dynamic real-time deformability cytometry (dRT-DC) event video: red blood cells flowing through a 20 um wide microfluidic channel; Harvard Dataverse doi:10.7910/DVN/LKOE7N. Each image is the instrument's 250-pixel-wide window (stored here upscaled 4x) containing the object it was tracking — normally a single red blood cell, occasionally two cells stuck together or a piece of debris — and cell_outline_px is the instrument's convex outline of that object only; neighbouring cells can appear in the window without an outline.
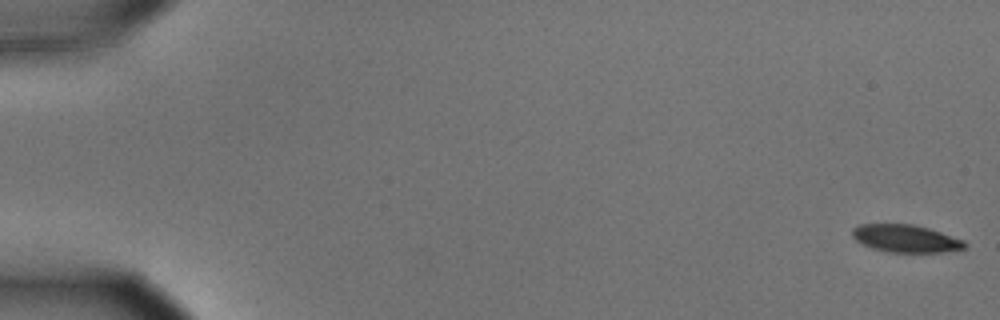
{"species": "common noctule bat (a hibernating species)", "species_latin": "Nyctalus noctula", "temperature_condition": "cold", "stored_images_in_passage": 57, "camera_frame_rate_fps": 3000, "um_per_image_px": 0.085, "animal": {"sex": "male", "body_mass_g": 15.6}, "frame": {"image": 1, "passage_image": 1, "time_ms": 0.0, "image_size_px": [1000, 320], "cell_outline_px": [[968, 244], [964, 248], [944, 252], [888, 252], [872, 248], [856, 240], [852, 236], [852, 228], [860, 224], [912, 224], [928, 228], [964, 240]], "centroid_in_image_um": [76.98, 20.27], "position_along_channel_um": 8.0, "area_um2": 17.98}}
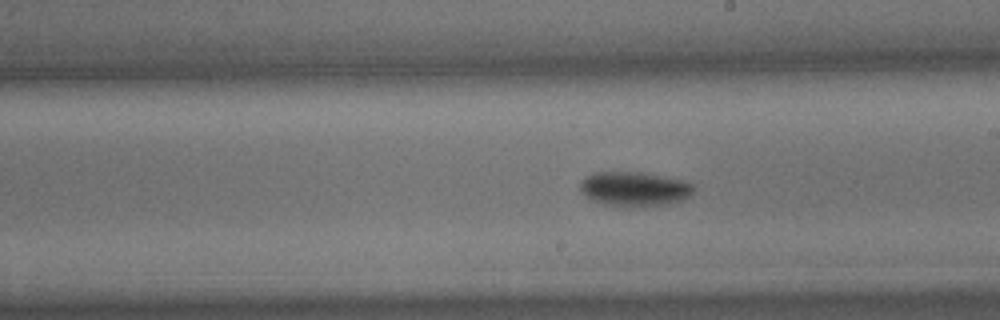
{"frame": {"image": 2, "passage_image": 33, "time_ms": 10.667, "image_size_px": [1000, 320], "cell_outline_px": [[692, 192], [684, 200], [668, 204], [644, 208], [604, 204], [592, 200], [580, 188], [580, 184], [584, 176], [596, 172], [644, 172], [684, 180], [692, 184]], "centroid_in_image_um": [53.95, 16.06], "position_along_channel_um": 235.1, "area_um2": 22.95}}
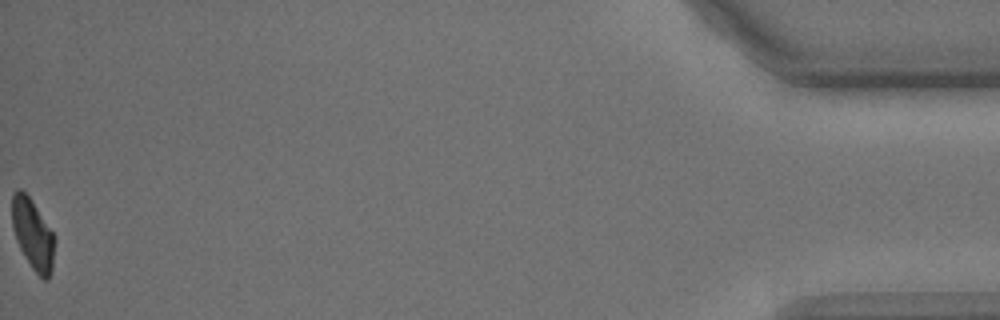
{"frame": {"image": 3, "passage_image": 57, "time_ms": 18.667, "image_size_px": [1000, 320], "cell_outline_px": [[56, 236], [52, 272], [48, 280], [44, 280], [32, 268], [24, 256], [16, 240], [12, 228], [12, 196], [16, 188], [20, 188], [32, 200]], "centroid_in_image_um": [2.81, 19.92], "position_along_channel_um": 432.4, "area_um2": 17.8}, "authors_computed_cell_mechanics": {"area_um2": 20.1144, "velocity_mm_per_s": 3.6039, "shape_relaxation_time_tau1_ms": 1.8336, "shape_relaxation_time_tau2_ms": null, "deformation_change_tau1": 0.098, "deformation_change_tau2": null}}